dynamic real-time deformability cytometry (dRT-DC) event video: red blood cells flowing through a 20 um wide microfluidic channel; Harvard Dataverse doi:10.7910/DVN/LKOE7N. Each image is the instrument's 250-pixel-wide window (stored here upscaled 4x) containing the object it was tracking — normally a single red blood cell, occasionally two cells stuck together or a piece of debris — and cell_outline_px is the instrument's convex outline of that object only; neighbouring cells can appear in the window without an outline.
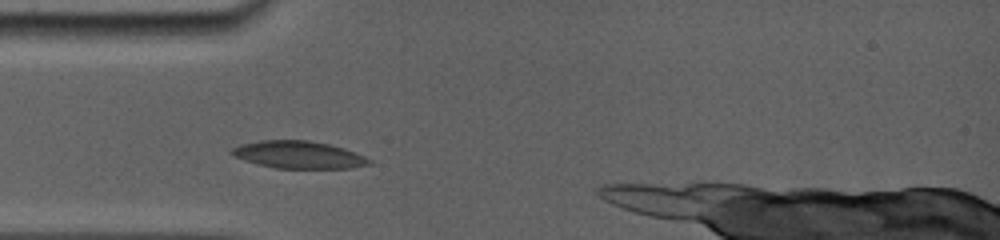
{"species": "common noctule bat (a hibernating species)", "species_latin": "Nyctalus noctula", "temperature_condition": "room temperature", "stored_images_in_passage": 21, "camera_frame_rate_fps": 5000, "um_per_image_px": 0.085, "animal": {"sex": "female", "body_mass_g": 19.0, "forearm_length_mm": 56.7}, "frame": {"image": 1, "passage_image": 1, "time_ms": 0.0, "image_size_px": [1000, 240], "cell_outline_px": [[372, 164], [352, 168], [276, 168], [244, 160], [232, 156], [228, 152], [232, 148], [240, 144], [260, 140], [308, 140], [328, 144], [344, 148], [364, 156], [372, 160]], "centroid_in_image_um": [25.37, 13.15], "position_along_channel_um": 59.6, "area_um2": 21.96}}
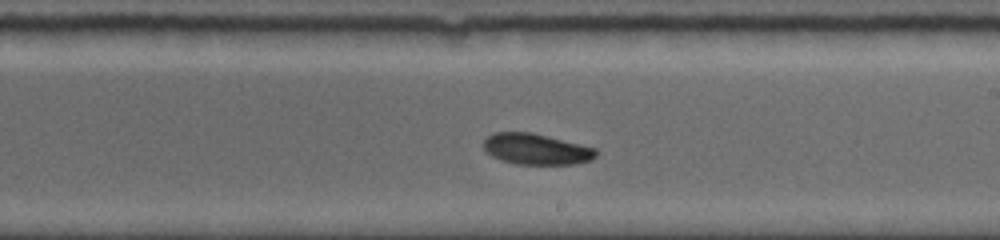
{"frame": {"image": 2, "passage_image": 11, "time_ms": 4.8, "image_size_px": [1000, 240], "cell_outline_px": [[596, 156], [592, 160], [572, 164], [516, 164], [500, 160], [492, 156], [484, 148], [484, 140], [492, 132], [532, 132], [596, 148]], "centroid_in_image_um": [45.57, 12.67], "position_along_channel_um": 243.4, "area_um2": 20.23}}
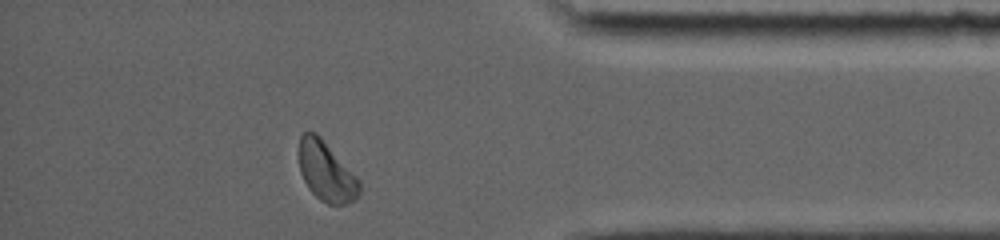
{"frame": {"image": 3, "passage_image": 19, "time_ms": 9.4, "image_size_px": [1000, 240], "cell_outline_px": [[360, 192], [356, 200], [344, 204], [328, 204], [320, 200], [308, 188], [300, 172], [300, 136], [304, 132], [316, 132], [320, 136], [360, 180]], "centroid_in_image_um": [27.75, 14.6], "position_along_channel_um": 407.4, "area_um2": 20.81}, "authors_computed_cell_mechanics": {"area_um2": 20.519, "velocity_mm_per_s": 3.8517, "shape_relaxation_time_tau1_ms": 4.7896, "shape_relaxation_time_tau2_ms": null, "deformation_change_tau1": 0.1005, "deformation_change_tau2": null}}